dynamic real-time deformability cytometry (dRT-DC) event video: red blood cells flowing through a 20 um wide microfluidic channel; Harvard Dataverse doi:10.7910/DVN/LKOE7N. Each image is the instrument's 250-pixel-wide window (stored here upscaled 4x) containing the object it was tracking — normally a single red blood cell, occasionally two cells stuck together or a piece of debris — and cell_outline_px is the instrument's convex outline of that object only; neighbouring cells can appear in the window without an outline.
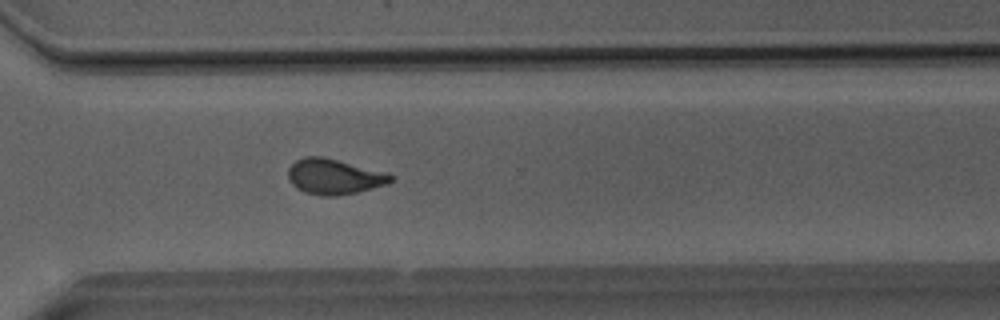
{"species": "Egyptian fruit bat (a non-hibernating species)", "species_latin": "Rousettus aegyptiacus", "temperature_condition": "room temperature", "stored_images_in_passage": 50, "camera_frame_rate_fps": 3000, "um_per_image_px": 0.085, "animal": {"sex": "male"}, "frame": {"image": 1, "passage_image": 36, "time_ms": 11.667, "image_size_px": [1000, 320], "cell_outline_px": [[392, 180], [388, 184], [356, 192], [336, 196], [324, 196], [304, 192], [292, 184], [288, 176], [288, 168], [296, 160], [304, 156], [320, 156], [336, 160], [392, 176]], "centroid_in_image_um": [28.3, 15.03], "position_along_channel_um": 342.3, "area_um2": 20.4}}
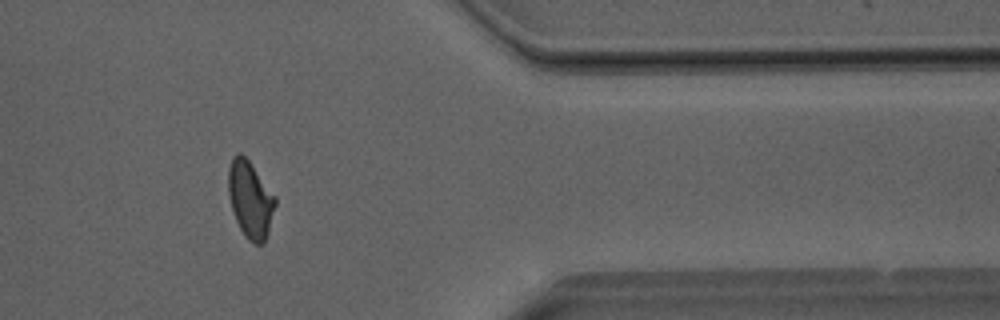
{"frame": {"image": 2, "passage_image": 41, "time_ms": 13.333, "image_size_px": [1000, 320], "cell_outline_px": [[276, 204], [268, 232], [264, 244], [256, 244], [248, 240], [244, 236], [236, 220], [232, 208], [228, 192], [228, 168], [232, 156], [236, 152], [240, 152], [248, 160], [276, 196]], "centroid_in_image_um": [21.27, 16.94], "position_along_channel_um": 390.1, "area_um2": 21.04}}
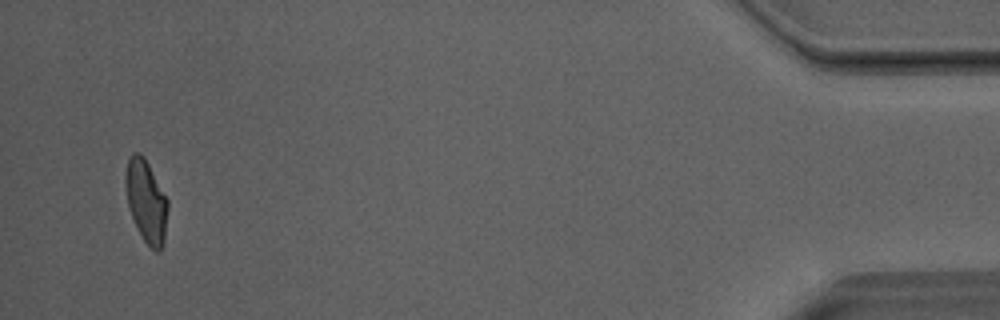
{"frame": {"image": 3, "passage_image": 48, "time_ms": 15.667, "image_size_px": [1000, 320], "cell_outline_px": [[168, 208], [164, 240], [160, 252], [156, 252], [144, 240], [132, 216], [128, 204], [124, 184], [124, 176], [128, 160], [132, 152], [140, 152], [144, 156], [168, 200]], "centroid_in_image_um": [12.42, 17.06], "position_along_channel_um": 422.8, "area_um2": 20.17}, "authors_computed_cell_mechanics": {"area_um2": 21.0392, "velocity_mm_per_s": 4.0532, "shape_relaxation_time_tau1_ms": 6.0789, "shape_relaxation_time_tau2_ms": 1.2847, "deformation_change_tau1": 0.1661, "deformation_change_tau2": 0.0739}}